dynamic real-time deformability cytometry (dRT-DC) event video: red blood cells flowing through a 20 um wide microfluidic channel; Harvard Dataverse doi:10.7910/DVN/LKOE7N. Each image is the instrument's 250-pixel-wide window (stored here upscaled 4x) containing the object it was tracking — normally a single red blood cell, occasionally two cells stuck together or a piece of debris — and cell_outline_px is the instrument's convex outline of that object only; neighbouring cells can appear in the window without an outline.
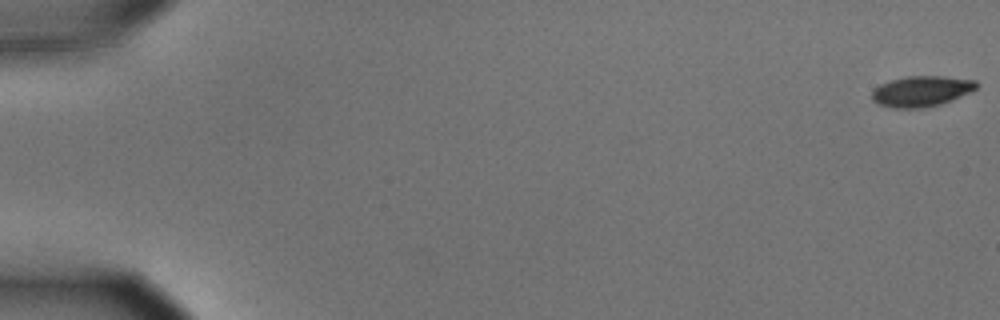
{"species": "common noctule bat (a hibernating species)", "species_latin": "Nyctalus noctula", "temperature_condition": "cold", "stored_images_in_passage": 57, "camera_frame_rate_fps": 3000, "um_per_image_px": 0.085, "animal": {"sex": "male", "body_mass_g": 15.6}, "frame": {"image": 1, "passage_image": 1, "time_ms": 0.0, "image_size_px": [1000, 320], "cell_outline_px": [[976, 88], [968, 92], [940, 104], [924, 108], [896, 108], [880, 104], [872, 100], [872, 92], [880, 84], [892, 80], [908, 76], [940, 76], [976, 80]], "centroid_in_image_um": [78.29, 7.75], "position_along_channel_um": 6.7, "area_um2": 18.21}}
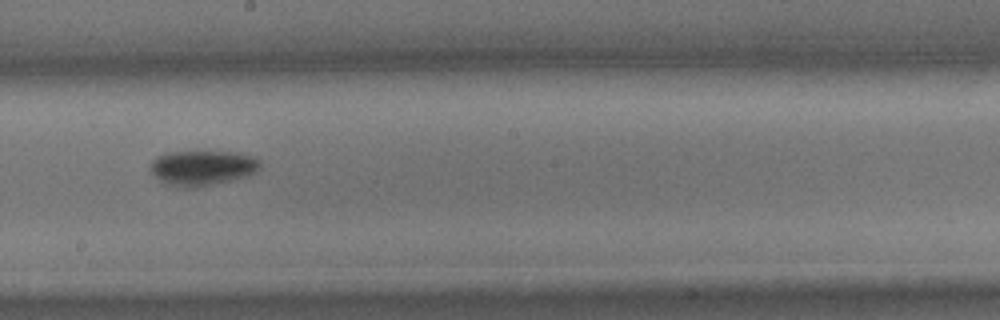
{"frame": {"image": 2, "passage_image": 33, "time_ms": 10.667, "image_size_px": [1000, 320], "cell_outline_px": [[260, 168], [256, 172], [244, 176], [196, 188], [180, 188], [168, 184], [160, 180], [148, 168], [148, 164], [156, 156], [168, 152], [240, 152], [252, 156], [260, 160]], "centroid_in_image_um": [17.16, 14.26], "position_along_channel_um": 231.0, "area_um2": 22.43}}
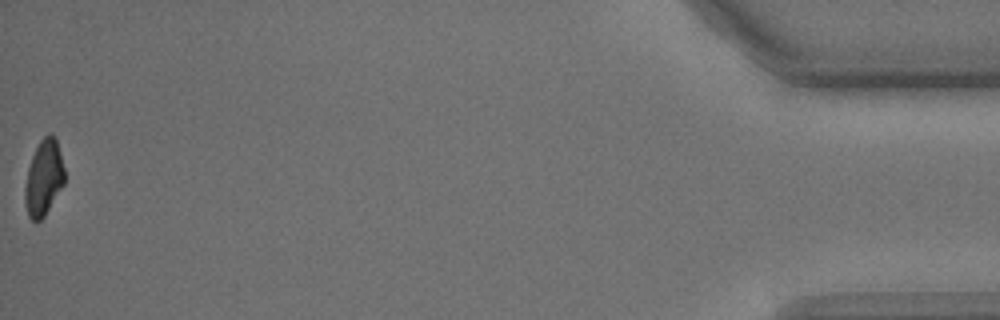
{"frame": {"image": 3, "passage_image": 57, "time_ms": 18.667, "image_size_px": [1000, 320], "cell_outline_px": [[64, 184], [44, 216], [40, 220], [32, 220], [28, 216], [24, 204], [24, 188], [28, 168], [32, 156], [40, 140], [48, 132], [52, 132], [56, 140], [64, 168]], "centroid_in_image_um": [3.7, 15.11], "position_along_channel_um": 431.5, "area_um2": 17.4}, "authors_computed_cell_mechanics": {"area_um2": 19.941, "velocity_mm_per_s": 3.6181, "shape_relaxation_time_tau1_ms": 2.5725, "shape_relaxation_time_tau2_ms": null, "deformation_change_tau1": 0.0989, "deformation_change_tau2": null}}